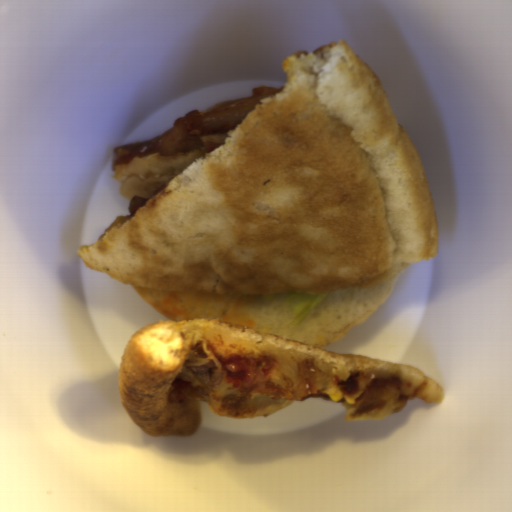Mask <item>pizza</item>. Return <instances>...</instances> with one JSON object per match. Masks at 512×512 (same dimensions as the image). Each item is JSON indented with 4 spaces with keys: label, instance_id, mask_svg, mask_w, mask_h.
<instances>
[{
    "label": "pizza",
    "instance_id": "dd6c1bee",
    "mask_svg": "<svg viewBox=\"0 0 512 512\" xmlns=\"http://www.w3.org/2000/svg\"><path fill=\"white\" fill-rule=\"evenodd\" d=\"M286 83L92 244L90 269L137 287L312 295L381 281L438 252L413 141L343 40L283 59Z\"/></svg>",
    "mask_w": 512,
    "mask_h": 512
},
{
    "label": "pizza",
    "instance_id": "d2c48207",
    "mask_svg": "<svg viewBox=\"0 0 512 512\" xmlns=\"http://www.w3.org/2000/svg\"><path fill=\"white\" fill-rule=\"evenodd\" d=\"M117 389L135 424L160 438L196 433L201 401L216 416L238 420L323 398L341 405L348 421H375L409 400H444L441 383L418 368L195 317L134 331Z\"/></svg>",
    "mask_w": 512,
    "mask_h": 512
}]
</instances>
